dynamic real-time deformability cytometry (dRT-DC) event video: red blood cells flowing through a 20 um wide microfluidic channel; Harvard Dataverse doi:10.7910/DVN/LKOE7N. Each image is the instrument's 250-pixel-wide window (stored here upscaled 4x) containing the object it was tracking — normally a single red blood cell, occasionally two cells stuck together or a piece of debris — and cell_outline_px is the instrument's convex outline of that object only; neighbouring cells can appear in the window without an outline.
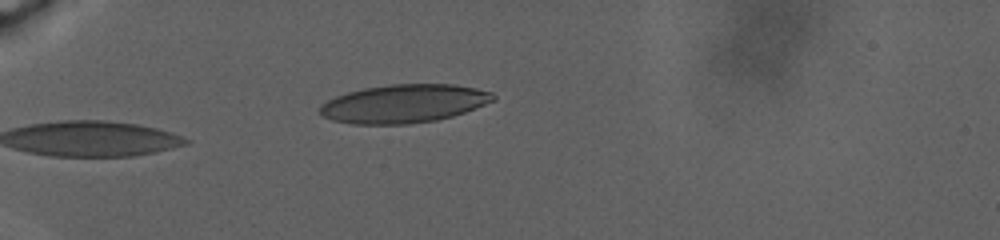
{"species": "human", "species_latin": "Homo sapiens", "temperature_condition": "warm", "stored_images_in_passage": 53, "camera_frame_rate_fps": 3000, "um_per_image_px": 0.085, "donor": {"sex": "male"}, "frame": {"image": 1, "passage_image": 1, "time_ms": 0.0, "image_size_px": [1000, 240], "cell_outline_px": [[496, 100], [464, 112], [452, 116], [436, 120], [408, 124], [352, 124], [332, 120], [324, 116], [320, 112], [320, 104], [336, 96], [348, 92], [364, 88], [392, 84], [452, 84], [476, 88], [492, 92], [496, 96]], "centroid_in_image_um": [34.34, 8.81], "position_along_channel_um": 50.7, "area_um2": 38.67}}
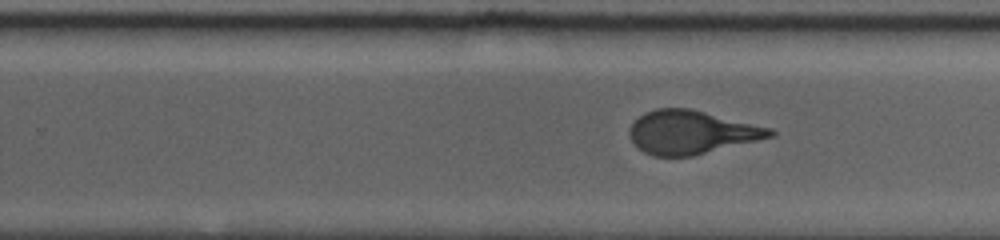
{"frame": {"image": 2, "passage_image": 29, "time_ms": 8.667, "image_size_px": [1000, 240], "cell_outline_px": [[776, 136], [692, 156], [652, 156], [636, 148], [628, 132], [632, 124], [644, 112], [656, 108], [688, 108], [772, 128], [776, 132]], "centroid_in_image_um": [58.76, 11.25], "position_along_channel_um": 271.0, "area_um2": 35.55}}
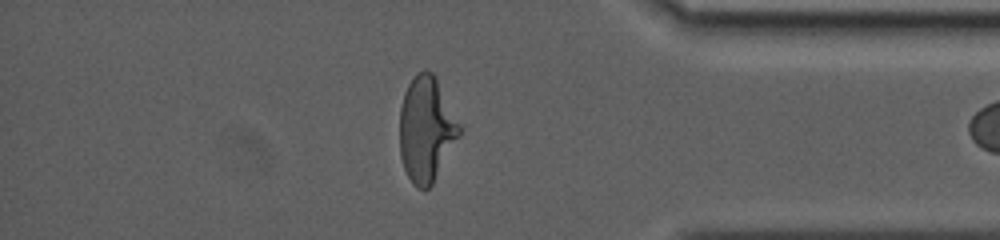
{"frame": {"image": 3, "passage_image": 50, "time_ms": 15.0, "image_size_px": [1000, 240], "cell_outline_px": [[460, 136], [432, 184], [428, 188], [416, 188], [412, 184], [404, 168], [400, 156], [400, 108], [404, 92], [408, 84], [416, 72], [424, 68], [432, 72], [460, 124]], "centroid_in_image_um": [36.21, 10.98], "position_along_channel_um": 399.0, "area_um2": 36.41}}